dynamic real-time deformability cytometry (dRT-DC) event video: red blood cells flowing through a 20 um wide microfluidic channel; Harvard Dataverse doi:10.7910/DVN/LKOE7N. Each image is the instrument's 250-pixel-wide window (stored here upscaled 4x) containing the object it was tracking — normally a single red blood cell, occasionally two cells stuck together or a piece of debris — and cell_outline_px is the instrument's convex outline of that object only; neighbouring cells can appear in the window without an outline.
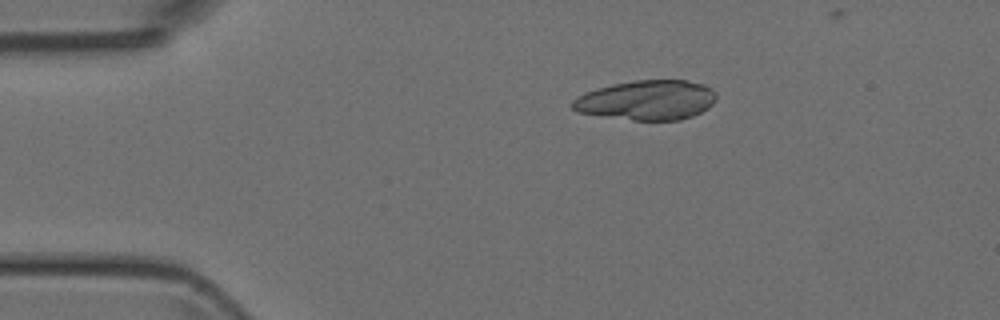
{"species": "Egyptian fruit bat (a non-hibernating species)", "species_latin": "Rousettus aegyptiacus", "temperature_condition": "room temperature", "stored_images_in_passage": 5, "camera_frame_rate_fps": 3000, "um_per_image_px": 0.085, "animal": {"sex": "female"}, "frame": {"image": 1, "passage_image": 2, "time_ms": 1.333, "image_size_px": [1000, 320], "cell_outline_px": [[716, 100], [708, 108], [692, 116], [680, 120], [632, 120], [576, 112], [572, 108], [572, 100], [584, 92], [596, 88], [612, 84], [636, 80], [684, 80], [704, 84], [712, 88], [716, 92]], "centroid_in_image_um": [54.98, 8.51], "position_along_channel_um": 30.0, "area_um2": 33.47}}